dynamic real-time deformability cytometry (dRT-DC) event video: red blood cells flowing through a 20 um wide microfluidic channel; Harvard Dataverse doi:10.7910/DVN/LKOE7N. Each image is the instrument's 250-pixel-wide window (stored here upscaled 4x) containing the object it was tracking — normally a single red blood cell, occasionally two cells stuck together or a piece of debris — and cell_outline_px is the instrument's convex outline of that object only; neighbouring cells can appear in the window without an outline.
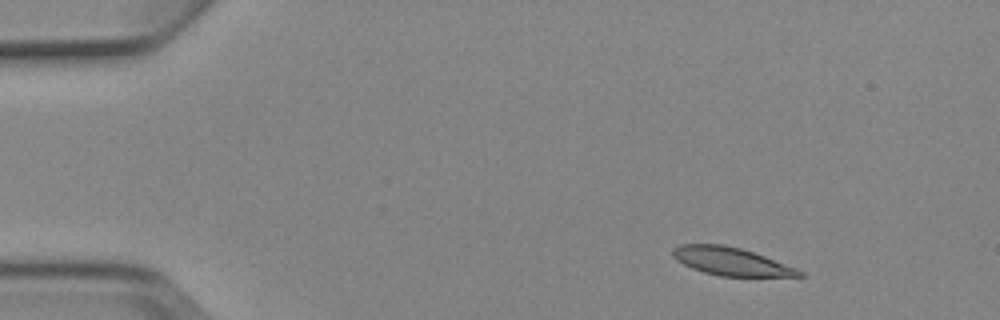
{"species": "Egyptian fruit bat (a non-hibernating species)", "species_latin": "Rousettus aegyptiacus", "temperature_condition": "cold", "stored_images_in_passage": 7, "camera_frame_rate_fps": 3000, "um_per_image_px": 0.085, "animal": {"sex": "female"}, "frame": {"image": 1, "passage_image": 2, "time_ms": 1.333, "image_size_px": [1000, 320], "cell_outline_px": [[804, 276], [720, 276], [704, 272], [692, 268], [676, 260], [672, 256], [672, 248], [680, 244], [724, 244], [740, 248], [764, 256], [796, 268], [804, 272]], "centroid_in_image_um": [62.1, 22.21], "position_along_channel_um": 22.9, "area_um2": 20.46}}
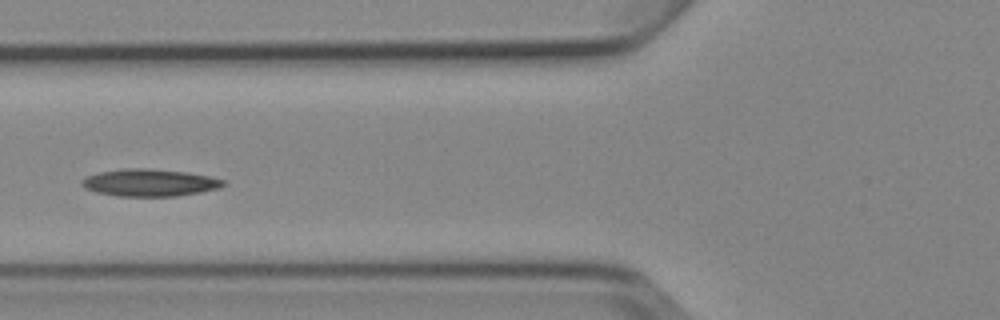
{"frame": {"image": 2, "passage_image": 6, "time_ms": 6.0, "image_size_px": [1000, 320], "cell_outline_px": [[224, 184], [220, 188], [200, 192], [176, 196], [116, 196], [96, 192], [84, 188], [80, 184], [88, 176], [100, 172], [128, 168], [148, 168], [188, 172], [208, 176], [224, 180]], "centroid_in_image_um": [12.72, 15.53], "position_along_channel_um": 113.1, "area_um2": 22.31}}
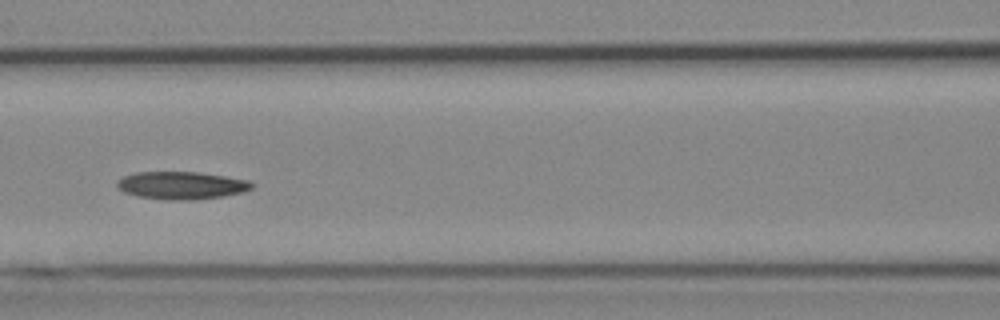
{"frame": {"image": 3, "passage_image": 7, "time_ms": 7.0, "image_size_px": [1000, 320], "cell_outline_px": [[256, 184], [252, 188], [244, 192], [224, 196], [196, 200], [168, 200], [136, 196], [124, 192], [116, 188], [116, 180], [124, 176], [136, 172], [196, 172], [224, 176], [248, 180]], "centroid_in_image_um": [15.42, 15.76], "position_along_channel_um": 151.2, "area_um2": 21.96}}